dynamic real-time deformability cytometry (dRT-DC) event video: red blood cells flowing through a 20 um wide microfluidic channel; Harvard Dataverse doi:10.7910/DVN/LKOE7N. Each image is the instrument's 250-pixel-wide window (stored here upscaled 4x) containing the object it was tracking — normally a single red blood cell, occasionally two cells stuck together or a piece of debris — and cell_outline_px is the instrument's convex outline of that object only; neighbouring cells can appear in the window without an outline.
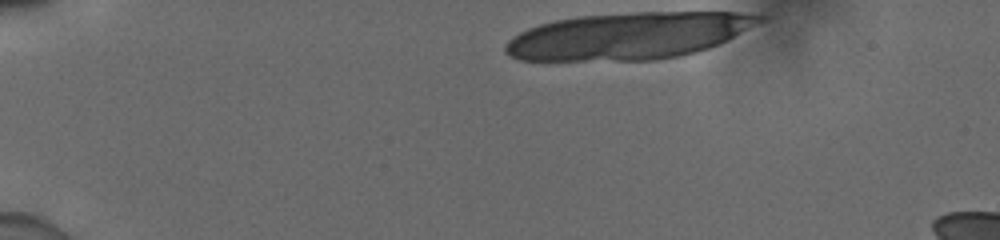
{"species": "human", "species_latin": "Homo sapiens", "temperature_condition": "cold", "stored_images_in_passage": 14, "camera_frame_rate_fps": 3000, "um_per_image_px": 0.085, "donor": {"sex": "male"}, "frame": {"image": 1, "passage_image": 1, "time_ms": 0.0, "image_size_px": [1000, 240], "cell_outline_px": [[764, 20], [728, 40], [720, 44], [696, 52], [656, 60], [520, 60], [508, 56], [504, 52], [504, 44], [512, 36], [528, 28], [540, 24], [556, 20], [580, 16], [636, 12], [740, 12], [764, 16]], "centroid_in_image_um": [53.39, 3.05], "position_along_channel_um": 31.6, "area_um2": 69.24}}
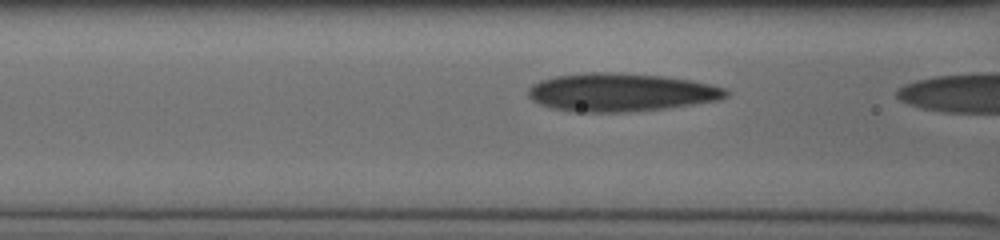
{"frame": {"image": 2, "passage_image": 13, "time_ms": 4.0, "image_size_px": [1000, 240], "cell_outline_px": [[728, 96], [720, 100], [668, 108], [624, 112], [584, 112], [552, 108], [540, 104], [532, 100], [528, 96], [528, 88], [532, 84], [540, 80], [556, 76], [584, 72], [608, 72], [660, 76], [692, 80], [728, 88]], "centroid_in_image_um": [52.79, 7.84], "position_along_channel_um": 113.8, "area_um2": 44.04}}